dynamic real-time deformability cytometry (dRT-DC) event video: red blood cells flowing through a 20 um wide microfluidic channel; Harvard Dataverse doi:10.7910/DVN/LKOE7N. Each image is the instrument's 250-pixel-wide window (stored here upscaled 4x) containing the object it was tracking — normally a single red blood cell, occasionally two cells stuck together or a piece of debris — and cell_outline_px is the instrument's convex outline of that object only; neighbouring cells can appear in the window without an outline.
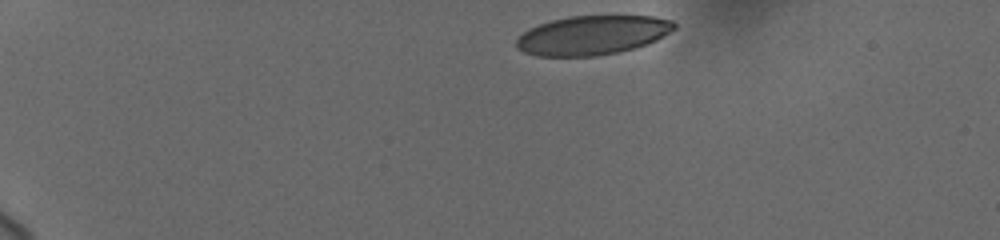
{"species": "human", "species_latin": "Homo sapiens", "temperature_condition": "cold", "stored_images_in_passage": 35, "camera_frame_rate_fps": 3000, "um_per_image_px": 0.085, "donor": {"sex": "female"}, "frame": {"image": 1, "passage_image": 1, "time_ms": 0.0, "image_size_px": [1000, 240], "cell_outline_px": [[676, 28], [656, 40], [648, 44], [616, 52], [596, 56], [536, 56], [524, 52], [516, 48], [516, 40], [528, 28], [552, 20], [572, 16], [652, 16], [672, 20], [676, 24]], "centroid_in_image_um": [50.34, 2.99], "position_along_channel_um": 34.7, "area_um2": 35.89}}
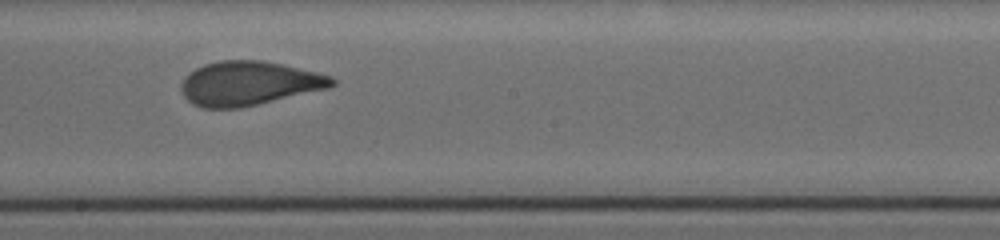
{"frame": {"image": 2, "passage_image": 20, "time_ms": 7.667, "image_size_px": [1000, 240], "cell_outline_px": [[336, 84], [328, 88], [240, 108], [204, 108], [192, 104], [184, 96], [180, 88], [180, 84], [184, 76], [196, 68], [204, 64], [220, 60], [264, 60], [284, 64], [332, 76], [336, 80]], "centroid_in_image_um": [21.14, 7.07], "position_along_channel_um": 227.1, "area_um2": 38.9}}
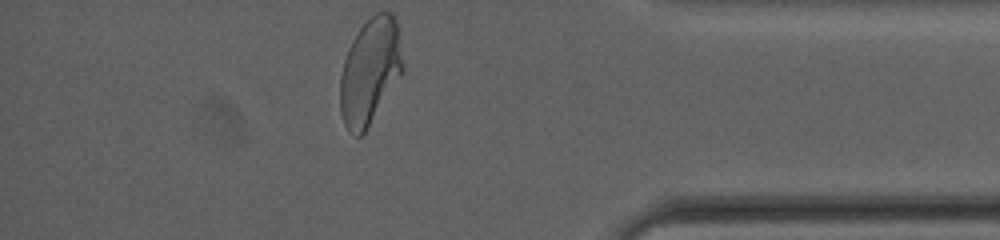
{"frame": {"image": 3, "passage_image": 35, "time_ms": 13.0, "image_size_px": [1000, 240], "cell_outline_px": [[404, 72], [364, 132], [360, 136], [356, 136], [348, 132], [344, 124], [340, 112], [340, 76], [344, 60], [348, 48], [352, 40], [360, 28], [376, 12], [392, 12], [396, 20], [404, 68]], "centroid_in_image_um": [31.45, 6.07], "position_along_channel_um": 403.8, "area_um2": 38.67}, "authors_computed_cell_mechanics": {"area_um2": 38.6682, "velocity_mm_per_s": 3.677, "shape_relaxation_time_tau1_ms": 4.297, "shape_relaxation_time_tau2_ms": 0.8096, "deformation_change_tau1": 0.1739, "deformation_change_tau2": 0.0778}}